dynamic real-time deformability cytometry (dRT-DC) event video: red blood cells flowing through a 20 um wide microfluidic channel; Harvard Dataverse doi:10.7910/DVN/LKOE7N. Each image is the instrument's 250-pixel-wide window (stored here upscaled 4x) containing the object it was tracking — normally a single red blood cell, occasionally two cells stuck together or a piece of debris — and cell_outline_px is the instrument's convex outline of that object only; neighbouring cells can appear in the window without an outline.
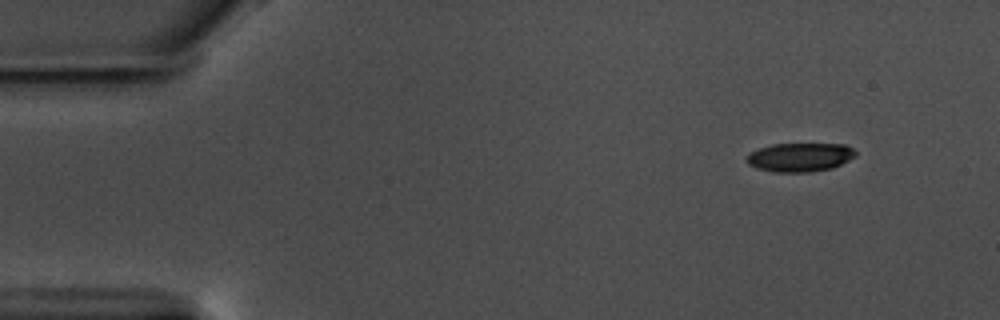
{"species": "common noctule bat (a hibernating species)", "species_latin": "Nyctalus noctula", "temperature_condition": "warm", "stored_images_in_passage": 53, "camera_frame_rate_fps": 3000, "um_per_image_px": 0.085, "animal": {"sex": "male", "body_mass_g": 17.5, "forearm_length_mm": 52.3}, "frame": {"image": 1, "passage_image": 1, "time_ms": 0.0, "image_size_px": [1000, 320], "cell_outline_px": [[856, 156], [832, 168], [808, 172], [776, 172], [756, 168], [748, 164], [744, 160], [752, 152], [760, 148], [772, 144], [844, 144], [852, 148], [856, 152]], "centroid_in_image_um": [67.99, 13.36], "position_along_channel_um": 17.0, "area_um2": 18.15}}
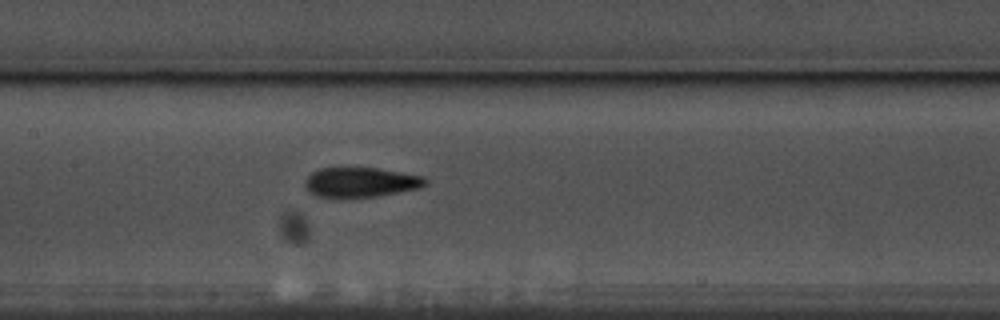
{"frame": {"image": 2, "passage_image": 23, "time_ms": 7.333, "image_size_px": [1000, 320], "cell_outline_px": [[428, 184], [420, 188], [376, 196], [316, 196], [308, 192], [304, 184], [304, 180], [312, 172], [320, 168], [376, 168], [424, 176], [428, 180]], "centroid_in_image_um": [30.67, 15.47], "position_along_channel_um": 176.7, "area_um2": 20.63}}
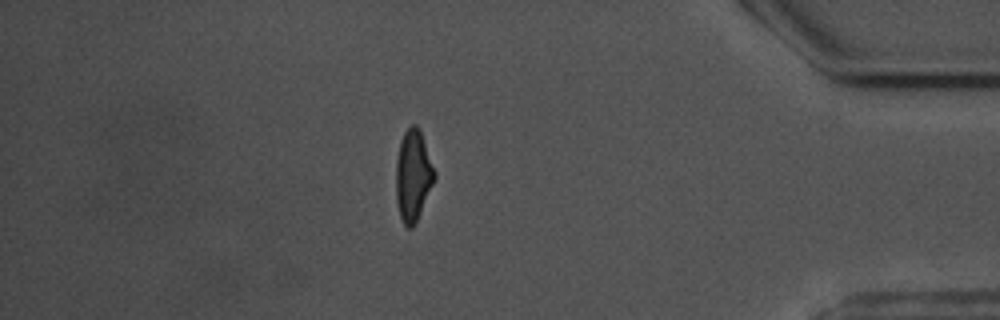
{"frame": {"image": 3, "passage_image": 45, "time_ms": 14.667, "image_size_px": [1000, 320], "cell_outline_px": [[436, 176], [416, 224], [412, 228], [408, 228], [404, 224], [400, 216], [396, 200], [396, 160], [400, 140], [404, 132], [412, 124], [416, 124], [420, 128], [436, 172]], "centroid_in_image_um": [35.11, 14.9], "position_along_channel_um": 400.1, "area_um2": 20.69}, "authors_computed_cell_mechanics": {"area_um2": 20.5768, "velocity_mm_per_s": 3.5758, "shape_relaxation_time_tau1_ms": 5.3008, "shape_relaxation_time_tau2_ms": 2.6126, "deformation_change_tau1": 0.1546, "deformation_change_tau2": 0.0934}}